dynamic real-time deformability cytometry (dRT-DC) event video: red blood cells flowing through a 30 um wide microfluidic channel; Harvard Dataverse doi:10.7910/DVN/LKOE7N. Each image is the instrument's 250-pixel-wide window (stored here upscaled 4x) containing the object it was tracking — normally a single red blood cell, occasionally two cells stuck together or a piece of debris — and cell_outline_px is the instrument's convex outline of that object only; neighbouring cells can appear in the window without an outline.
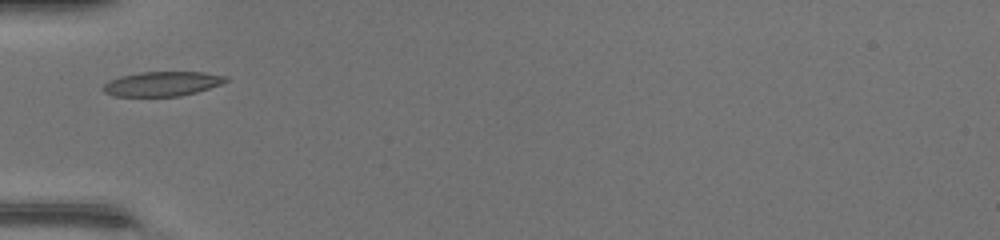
{"species": "common noctule bat (a hibernating species)", "species_latin": "Nyctalus noctula", "temperature_condition": "warm", "stored_images_in_passage": 32, "camera_frame_rate_fps": 3000, "um_per_image_px": 0.085, "animal": {"sex": "female", "body_mass_g": 17.0, "forearm_length_mm": 48.0}, "frame": {"image": 1, "passage_image": 1, "time_ms": 0.0, "image_size_px": [1000, 240], "cell_outline_px": [[228, 80], [220, 84], [196, 92], [180, 96], [116, 96], [104, 92], [100, 88], [108, 80], [120, 76], [140, 72], [204, 72], [228, 76]], "centroid_in_image_um": [13.75, 7.12], "position_along_channel_um": 71.2, "area_um2": 17.57}}
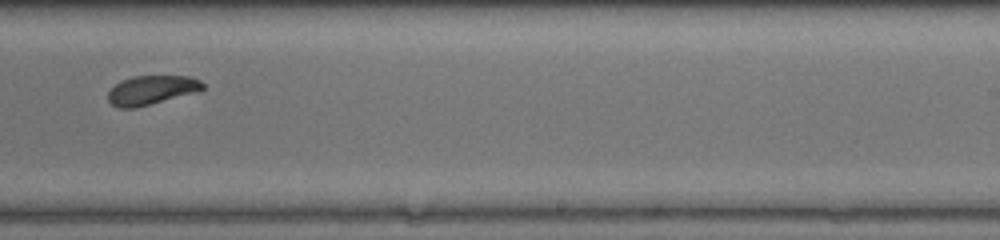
{"frame": {"image": 2, "passage_image": 15, "time_ms": 4.667, "image_size_px": [1000, 240], "cell_outline_px": [[204, 88], [200, 92], [136, 108], [120, 108], [112, 104], [108, 100], [108, 92], [120, 80], [132, 76], [192, 76], [200, 80], [204, 84]], "centroid_in_image_um": [12.92, 7.66], "position_along_channel_um": 276.1, "area_um2": 16.36}}
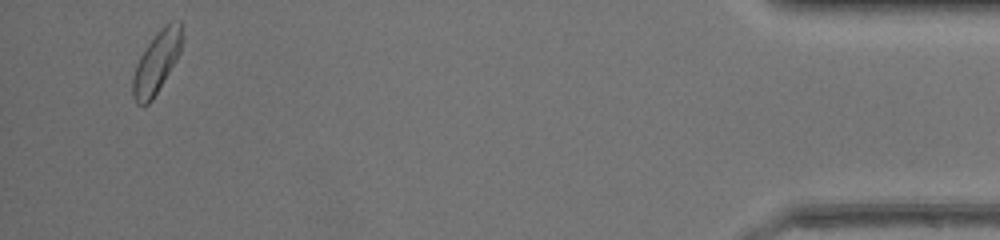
{"frame": {"image": 3, "passage_image": 30, "time_ms": 9.667, "image_size_px": [1000, 240], "cell_outline_px": [[184, 36], [180, 52], [176, 60], [152, 100], [148, 104], [136, 104], [132, 96], [132, 76], [136, 64], [140, 56], [148, 44], [160, 28], [164, 24], [172, 20], [180, 20]], "centroid_in_image_um": [13.32, 5.25], "position_along_channel_um": 421.9, "area_um2": 17.86}, "authors_computed_cell_mechanics": {"area_um2": 17.0221, "velocity_mm_per_s": 4.3964, "shape_relaxation_time_tau1_ms": 1.5945, "shape_relaxation_time_tau2_ms": null, "deformation_change_tau1": 0.1049, "deformation_change_tau2": null}}